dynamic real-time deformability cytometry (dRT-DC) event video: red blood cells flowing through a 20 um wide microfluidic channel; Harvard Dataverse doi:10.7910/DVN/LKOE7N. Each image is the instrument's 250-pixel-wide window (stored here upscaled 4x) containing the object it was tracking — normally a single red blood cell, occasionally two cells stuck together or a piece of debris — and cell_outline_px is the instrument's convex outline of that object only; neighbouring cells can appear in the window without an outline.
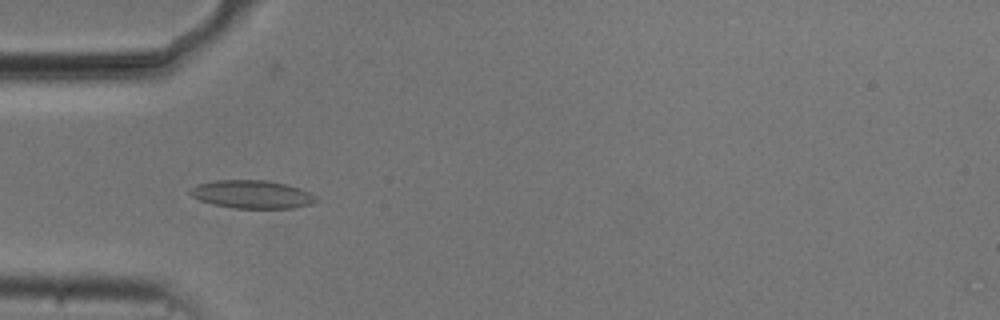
{"species": "common noctule bat (a hibernating species)", "species_latin": "Nyctalus noctula", "temperature_condition": "cold", "stored_images_in_passage": 55, "camera_frame_rate_fps": 3000, "um_per_image_px": 0.085, "animal": {"sex": "male", "body_mass_g": 20.5, "forearm_length_mm": 52.5}, "frame": {"image": 1, "passage_image": 17, "time_ms": 5.333, "image_size_px": [1000, 320], "cell_outline_px": [[320, 200], [312, 204], [292, 208], [232, 208], [212, 204], [200, 200], [192, 196], [188, 192], [196, 184], [216, 180], [264, 180], [284, 184], [300, 188], [316, 196]], "centroid_in_image_um": [21.42, 16.52], "position_along_channel_um": 63.6, "area_um2": 20.63}}
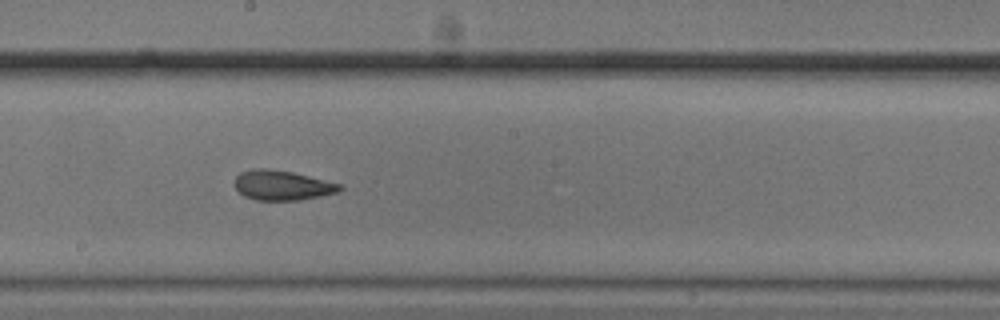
{"frame": {"image": 2, "passage_image": 30, "time_ms": 9.667, "image_size_px": [1000, 320], "cell_outline_px": [[344, 188], [340, 192], [300, 200], [256, 200], [244, 196], [232, 184], [236, 176], [240, 172], [252, 168], [264, 168], [292, 172], [344, 184]], "centroid_in_image_um": [24.0, 15.75], "position_along_channel_um": 224.2, "area_um2": 18.55}}
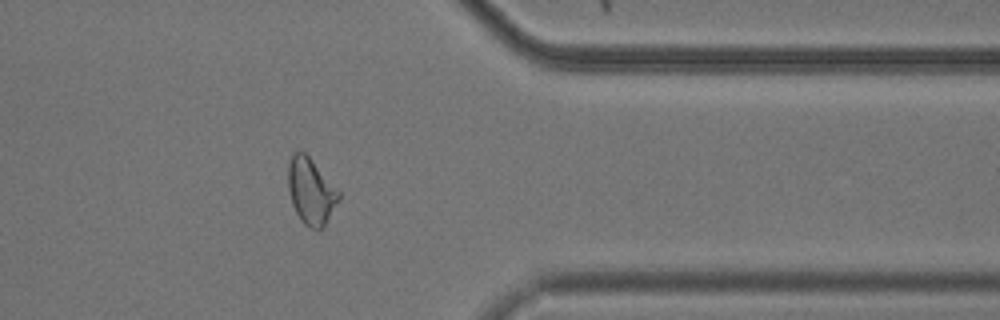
{"frame": {"image": 3, "passage_image": 44, "time_ms": 14.333, "image_size_px": [1000, 320], "cell_outline_px": [[340, 200], [324, 228], [312, 228], [304, 224], [300, 220], [292, 204], [288, 188], [288, 164], [292, 152], [304, 152], [312, 160], [340, 192]], "centroid_in_image_um": [26.43, 16.27], "position_along_channel_um": 385.0, "area_um2": 19.54}}